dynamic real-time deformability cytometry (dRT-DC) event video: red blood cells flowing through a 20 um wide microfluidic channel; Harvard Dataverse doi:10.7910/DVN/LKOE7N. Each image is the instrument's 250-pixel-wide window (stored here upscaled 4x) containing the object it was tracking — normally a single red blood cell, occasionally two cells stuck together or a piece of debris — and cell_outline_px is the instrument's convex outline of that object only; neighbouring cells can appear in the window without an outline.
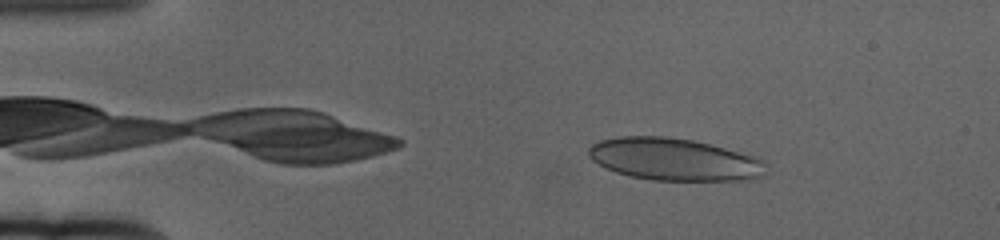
{"species": "human", "species_latin": "Homo sapiens", "temperature_condition": "cold", "stored_images_in_passage": 59, "camera_frame_rate_fps": 3000, "um_per_image_px": 0.085, "donor": {"sex": "female"}, "frame": {"image": 1, "passage_image": 9, "time_ms": 2.667, "image_size_px": [1000, 240], "cell_outline_px": [[768, 164], [764, 176], [740, 180], [652, 180], [632, 176], [616, 172], [592, 160], [588, 156], [588, 148], [592, 144], [600, 140], [620, 136], [664, 136], [692, 140], [708, 144], [752, 156], [764, 160]], "centroid_in_image_um": [57.3, 13.54], "position_along_channel_um": 27.7, "area_um2": 43.41}}
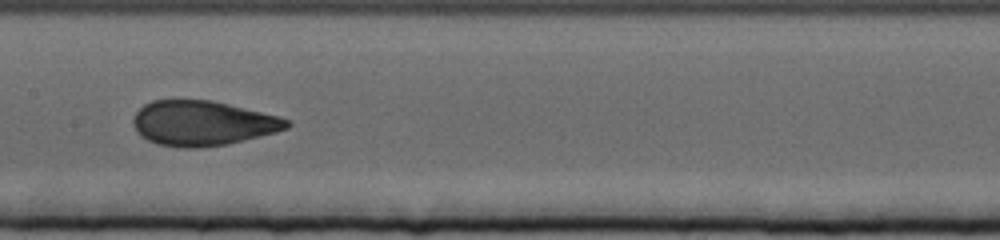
{"frame": {"image": 2, "passage_image": 30, "time_ms": 9.667, "image_size_px": [1000, 240], "cell_outline_px": [[292, 124], [288, 128], [276, 132], [228, 144], [200, 148], [176, 148], [156, 144], [140, 136], [132, 124], [132, 120], [136, 112], [144, 104], [152, 100], [212, 100], [276, 116], [288, 120]], "centroid_in_image_um": [17.17, 10.49], "position_along_channel_um": 190.2, "area_um2": 40.23}}
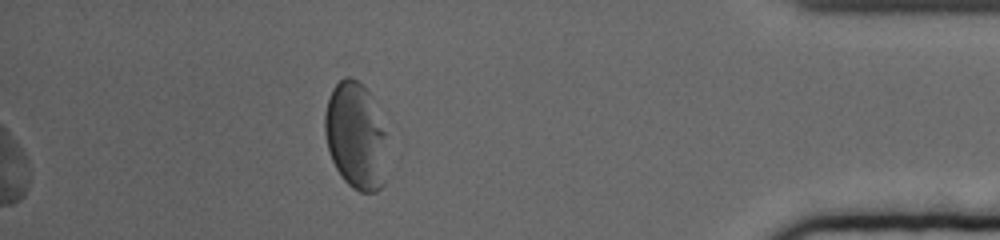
{"frame": {"image": 3, "passage_image": 53, "time_ms": 17.333, "image_size_px": [1000, 240], "cell_outline_px": [[384, 184], [376, 192], [360, 192], [352, 188], [340, 176], [332, 160], [328, 148], [324, 132], [324, 116], [328, 100], [332, 88], [344, 76], [352, 76], [372, 96], [384, 132]], "centroid_in_image_um": [30.19, 11.55], "position_along_channel_um": 405.0, "area_um2": 38.38}, "authors_computed_cell_mechanics": {"area_um2": 40.749, "velocity_mm_per_s": 3.3229, "shape_relaxation_time_tau1_ms": 6.7275, "shape_relaxation_time_tau2_ms": null, "deformation_change_tau1": 0.1829, "deformation_change_tau2": null}}